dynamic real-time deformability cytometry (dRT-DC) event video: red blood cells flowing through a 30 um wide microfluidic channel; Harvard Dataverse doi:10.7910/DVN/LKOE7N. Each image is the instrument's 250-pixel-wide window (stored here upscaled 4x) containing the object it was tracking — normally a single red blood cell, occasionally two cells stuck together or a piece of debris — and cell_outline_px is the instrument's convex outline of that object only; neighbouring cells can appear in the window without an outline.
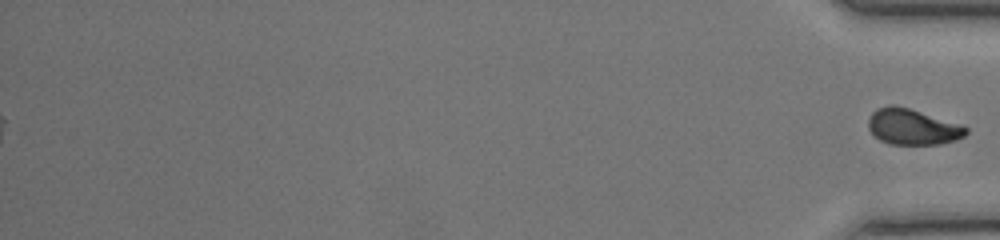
{"species": "common noctule bat (a hibernating species)", "species_latin": "Nyctalus noctula", "temperature_condition": "room temperature", "stored_images_in_passage": 53, "camera_frame_rate_fps": 3000, "um_per_image_px": 0.085, "animal": {"sex": "female", "body_mass_g": 17.0, "forearm_length_mm": 48.0}, "frame": {"image": 1, "passage_image": 53, "time_ms": 17.333, "image_size_px": [1000, 240], "cell_outline_px": [[968, 132], [964, 136], [956, 140], [940, 144], [888, 144], [880, 140], [868, 128], [868, 120], [872, 112], [876, 108], [892, 104], [908, 108], [960, 124], [968, 128]], "centroid_in_image_um": [77.56, 10.78], "position_along_channel_um": 357.6, "area_um2": 20.29}}